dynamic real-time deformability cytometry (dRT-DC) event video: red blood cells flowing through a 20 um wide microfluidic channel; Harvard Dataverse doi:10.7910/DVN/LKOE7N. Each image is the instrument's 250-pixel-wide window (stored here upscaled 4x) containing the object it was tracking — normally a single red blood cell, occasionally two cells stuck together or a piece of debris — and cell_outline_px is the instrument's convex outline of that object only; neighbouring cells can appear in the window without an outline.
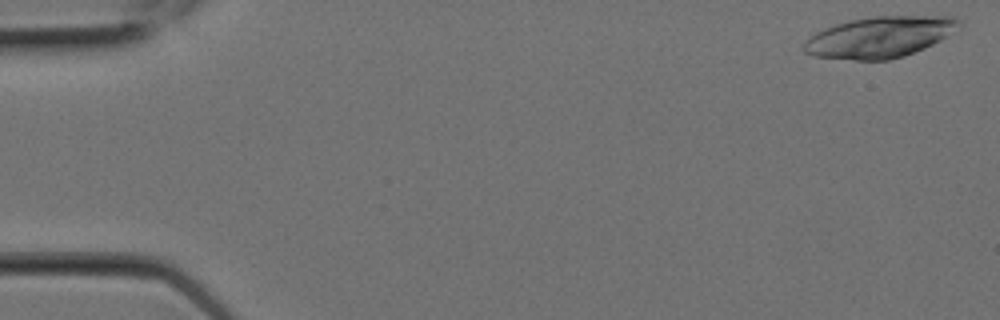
{"species": "Egyptian fruit bat (a non-hibernating species)", "species_latin": "Rousettus aegyptiacus", "temperature_condition": "room temperature", "stored_images_in_passage": 6, "camera_frame_rate_fps": 3000, "um_per_image_px": 0.085, "animal": {"sex": "female"}, "frame": {"image": 1, "passage_image": 1, "time_ms": 0.0, "image_size_px": [1000, 320], "cell_outline_px": [[960, 24], [940, 40], [924, 48], [904, 56], [888, 60], [856, 60], [812, 56], [804, 52], [804, 40], [816, 32], [824, 28], [848, 20], [876, 16], [952, 16], [960, 20]], "centroid_in_image_um": [74.71, 3.15], "position_along_channel_um": 10.3, "area_um2": 36.88}}